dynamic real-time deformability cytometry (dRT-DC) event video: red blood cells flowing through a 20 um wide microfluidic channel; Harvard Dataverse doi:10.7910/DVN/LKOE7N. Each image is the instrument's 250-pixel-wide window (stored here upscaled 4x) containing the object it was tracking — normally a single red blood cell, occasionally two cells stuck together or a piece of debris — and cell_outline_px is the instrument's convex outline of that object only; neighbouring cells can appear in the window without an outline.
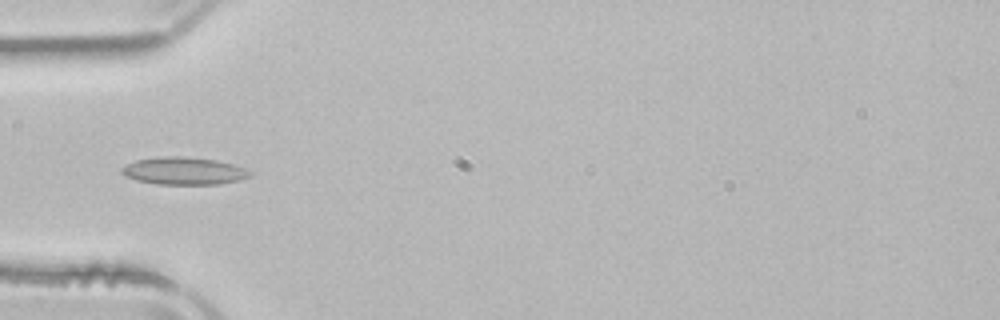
{"species": "common noctule bat (a hibernating species)", "species_latin": "Nyctalus noctula", "temperature_condition": "room temperature", "stored_images_in_passage": 36, "camera_frame_rate_fps": 3000, "um_per_image_px": 0.085, "animal": {"sex": "male", "body_mass_g": 21.5, "forearm_length_mm": 52.0}, "frame": {"image": 1, "passage_image": 1, "time_ms": 0.0, "image_size_px": [1000, 320], "cell_outline_px": [[252, 176], [240, 180], [220, 184], [156, 184], [136, 180], [124, 176], [120, 172], [120, 168], [136, 160], [160, 156], [184, 156], [216, 160], [232, 164], [244, 168], [252, 172]], "centroid_in_image_um": [15.62, 14.53], "position_along_channel_um": 69.4, "area_um2": 20.69}}
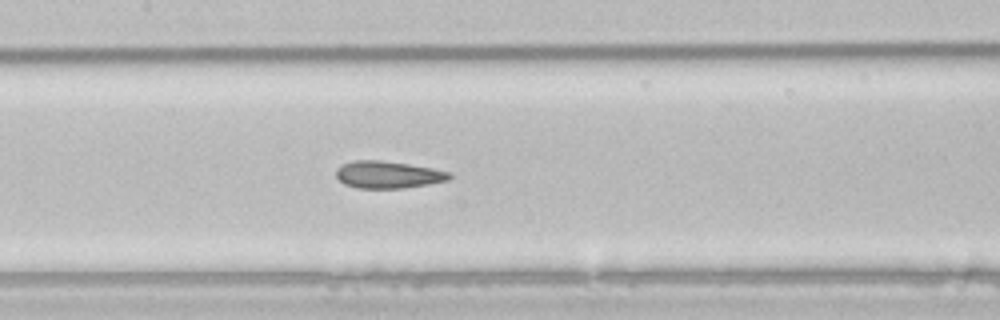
{"frame": {"image": 2, "passage_image": 9, "time_ms": 2.667, "image_size_px": [1000, 320], "cell_outline_px": [[452, 176], [448, 180], [428, 184], [404, 188], [356, 188], [344, 184], [336, 176], [336, 168], [340, 164], [352, 160], [380, 160], [408, 164], [432, 168], [452, 172]], "centroid_in_image_um": [32.96, 14.84], "position_along_channel_um": 174.4, "area_um2": 18.09}}
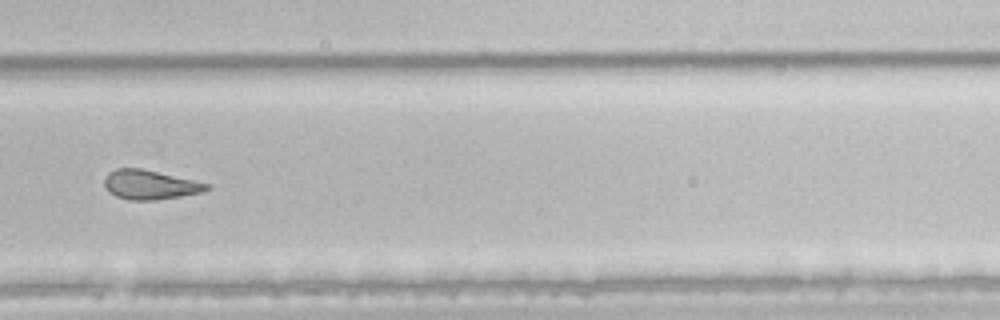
{"frame": {"image": 3, "passage_image": 20, "time_ms": 6.333, "image_size_px": [1000, 320], "cell_outline_px": [[212, 188], [200, 192], [180, 196], [156, 200], [128, 200], [116, 196], [108, 192], [104, 184], [104, 180], [108, 172], [116, 168], [140, 168], [212, 184]], "centroid_in_image_um": [12.74, 15.7], "position_along_channel_um": 317.1, "area_um2": 17.51}, "authors_computed_cell_mechanics": {"area_um2": 18.0336, "velocity_mm_per_s": 3.9058, "shape_relaxation_time_tau1_ms": null, "shape_relaxation_time_tau2_ms": 2.3934, "deformation_change_tau1": null, "deformation_change_tau2": 0.0887}}